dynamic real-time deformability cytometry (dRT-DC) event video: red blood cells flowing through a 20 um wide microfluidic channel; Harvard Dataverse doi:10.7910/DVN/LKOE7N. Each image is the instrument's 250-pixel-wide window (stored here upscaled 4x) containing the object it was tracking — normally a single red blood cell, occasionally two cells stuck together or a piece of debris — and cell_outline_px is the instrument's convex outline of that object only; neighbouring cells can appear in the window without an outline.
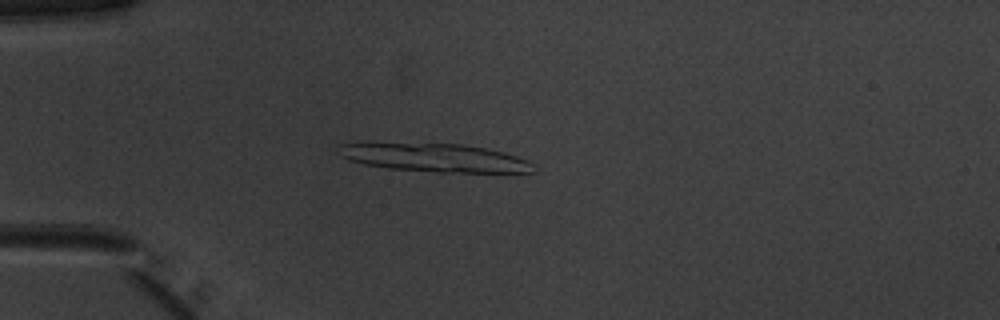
{"species": "common noctule bat (a hibernating species)", "species_latin": "Nyctalus noctula", "temperature_condition": "warm", "stored_images_in_passage": 22, "segment_of_instrument_passage": [1, 2], "camera_frame_rate_fps": 3000, "um_per_image_px": 0.085, "animal": {"sex": "male", "body_mass_g": 20.1, "forearm_length_mm": 53.5}, "frame": {"image": 1, "passage_image": 13, "time_ms": 4.0, "image_size_px": [1000, 320], "cell_outline_px": [[532, 172], [440, 172], [388, 168], [364, 164], [348, 160], [340, 156], [332, 148], [336, 144], [364, 140], [372, 140], [460, 144], [488, 148], [516, 156], [532, 164]], "centroid_in_image_um": [36.63, 13.33], "position_along_channel_um": 48.4, "area_um2": 33.52}}